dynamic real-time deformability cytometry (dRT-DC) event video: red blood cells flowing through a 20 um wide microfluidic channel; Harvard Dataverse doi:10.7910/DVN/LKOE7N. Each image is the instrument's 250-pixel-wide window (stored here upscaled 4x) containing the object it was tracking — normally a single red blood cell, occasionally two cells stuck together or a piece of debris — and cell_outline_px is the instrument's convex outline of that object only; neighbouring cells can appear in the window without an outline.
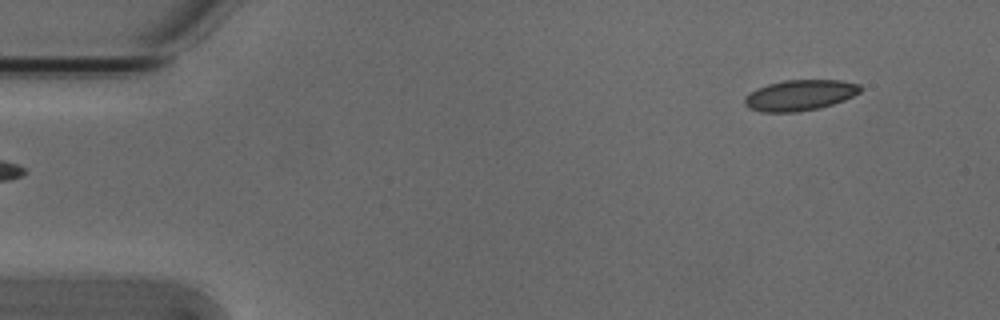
{"species": "Egyptian fruit bat (a non-hibernating species)", "species_latin": "Rousettus aegyptiacus", "temperature_condition": "cold", "stored_images_in_passage": 5, "segment_of_instrument_passage": [2, 2], "camera_frame_rate_fps": 3000, "um_per_image_px": 0.085, "animal": {"sex": "male"}, "frame": {"image": 1, "passage_image": 5, "time_ms": 1.333, "image_size_px": [1000, 320], "cell_outline_px": [[860, 92], [844, 100], [820, 108], [800, 112], [760, 112], [748, 108], [744, 104], [744, 100], [756, 88], [768, 84], [784, 80], [840, 80], [860, 84]], "centroid_in_image_um": [67.98, 8.1], "position_along_channel_um": 17.0, "area_um2": 20.69}}